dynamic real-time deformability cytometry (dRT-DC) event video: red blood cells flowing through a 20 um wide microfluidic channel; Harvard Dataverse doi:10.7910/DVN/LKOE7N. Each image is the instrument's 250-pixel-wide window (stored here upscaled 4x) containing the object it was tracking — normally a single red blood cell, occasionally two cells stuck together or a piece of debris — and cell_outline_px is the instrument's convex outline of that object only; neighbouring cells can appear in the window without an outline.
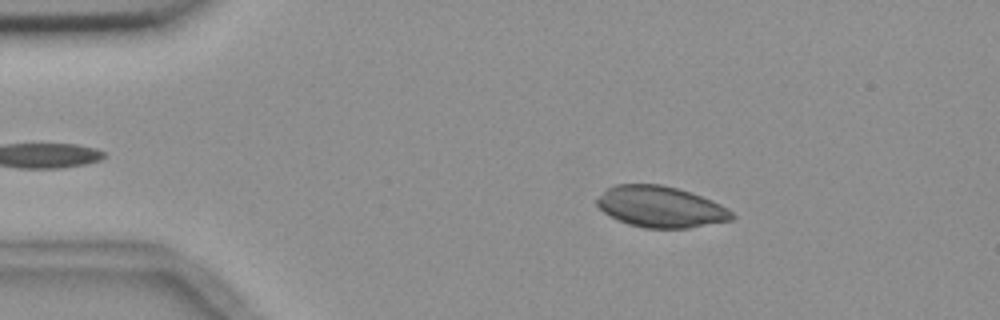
{"species": "common noctule bat (a hibernating species)", "species_latin": "Nyctalus noctula", "temperature_condition": "room temperature", "stored_images_in_passage": 45, "camera_frame_rate_fps": 3000, "um_per_image_px": 0.085, "animal": {"sex": "female", "body_mass_g": 18.4}, "frame": {"image": 1, "passage_image": 7, "time_ms": 2.0, "image_size_px": [1000, 320], "cell_outline_px": [[736, 216], [732, 220], [688, 228], [644, 228], [628, 224], [604, 212], [596, 204], [596, 200], [608, 188], [616, 184], [660, 184], [680, 188], [712, 200], [728, 208]], "centroid_in_image_um": [56.19, 17.57], "position_along_channel_um": 28.8, "area_um2": 32.31}}
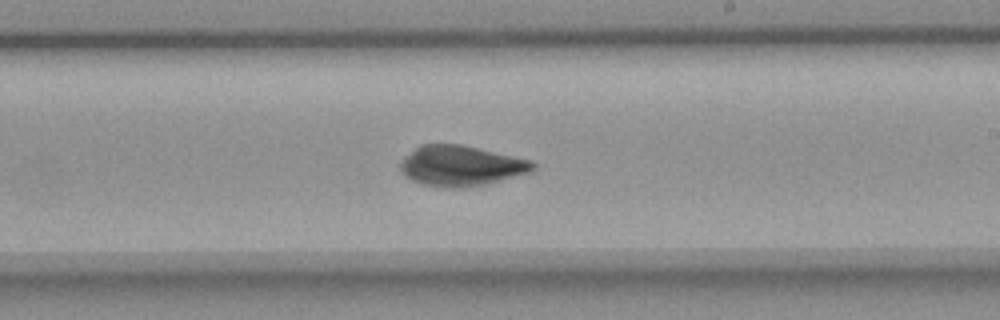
{"frame": {"image": 2, "passage_image": 30, "time_ms": 9.667, "image_size_px": [1000, 320], "cell_outline_px": [[536, 168], [532, 172], [488, 184], [460, 188], [448, 188], [424, 184], [412, 180], [404, 176], [400, 172], [400, 164], [420, 144], [460, 144], [532, 160], [536, 164]], "centroid_in_image_um": [39.24, 14.11], "position_along_channel_um": 249.8, "area_um2": 31.15}}
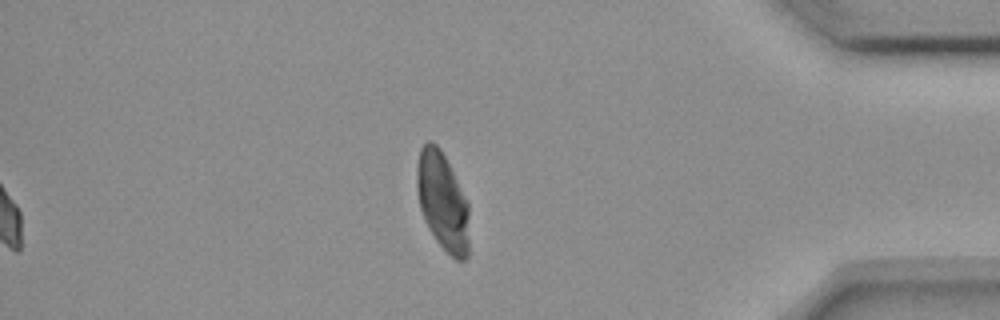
{"frame": {"image": 3, "passage_image": 45, "time_ms": 14.667, "image_size_px": [1000, 320], "cell_outline_px": [[468, 256], [464, 260], [456, 260], [436, 240], [428, 228], [424, 220], [420, 208], [416, 188], [416, 164], [420, 148], [428, 140], [432, 140], [440, 148], [468, 204]], "centroid_in_image_um": [37.58, 17.1], "position_along_channel_um": 397.6, "area_um2": 29.71}}